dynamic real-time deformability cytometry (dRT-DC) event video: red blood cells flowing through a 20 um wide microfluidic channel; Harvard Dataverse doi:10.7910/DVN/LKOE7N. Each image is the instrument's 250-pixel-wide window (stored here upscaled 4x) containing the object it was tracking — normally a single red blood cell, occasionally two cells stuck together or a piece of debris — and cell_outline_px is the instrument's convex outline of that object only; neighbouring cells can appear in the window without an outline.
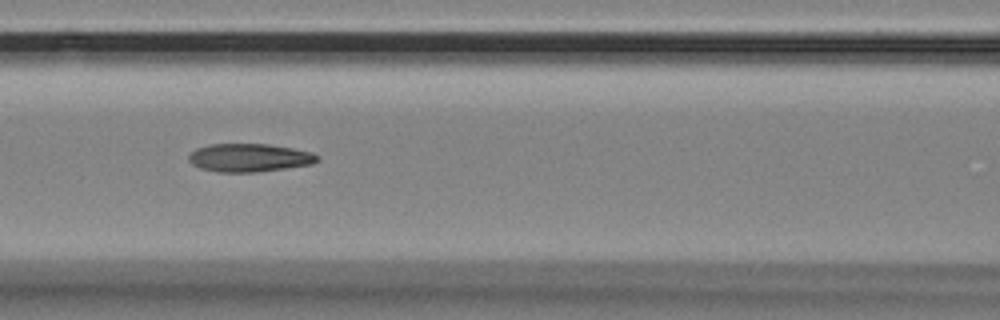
{"species": "Egyptian fruit bat (a non-hibernating species)", "species_latin": "Rousettus aegyptiacus", "temperature_condition": "room temperature", "stored_images_in_passage": 11, "camera_frame_rate_fps": 3000, "um_per_image_px": 0.085, "animal": {"sex": "female"}, "frame": {"image": 1, "passage_image": 7, "time_ms": 2.0, "image_size_px": [1000, 320], "cell_outline_px": [[320, 160], [312, 164], [256, 172], [216, 172], [200, 168], [192, 164], [188, 160], [188, 156], [196, 148], [208, 144], [268, 144], [292, 148], [312, 152], [320, 156]], "centroid_in_image_um": [21.19, 13.4], "position_along_channel_um": 145.4, "area_um2": 21.21}}
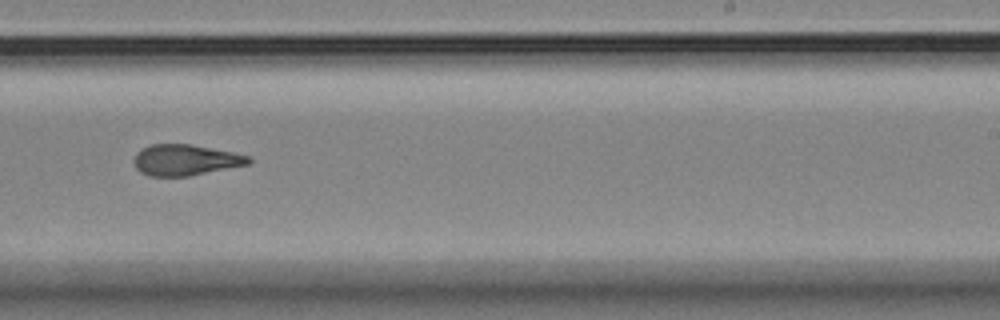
{"frame": {"image": 2, "passage_image": 10, "time_ms": 3.0, "image_size_px": [1000, 320], "cell_outline_px": [[252, 164], [188, 176], [148, 176], [140, 172], [136, 168], [132, 160], [136, 152], [140, 148], [152, 144], [192, 144], [232, 152], [248, 156], [252, 160]], "centroid_in_image_um": [15.73, 13.6], "position_along_channel_um": 273.3, "area_um2": 20.92}}
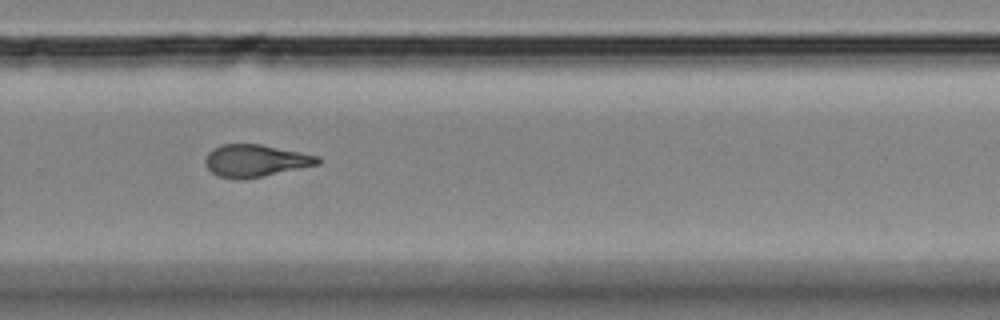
{"frame": {"image": 3, "passage_image": 11, "time_ms": 3.333, "image_size_px": [1000, 320], "cell_outline_px": [[320, 164], [260, 176], [220, 176], [212, 172], [208, 168], [204, 160], [208, 152], [212, 148], [220, 144], [260, 144], [320, 156]], "centroid_in_image_um": [21.73, 13.6], "position_along_channel_um": 308.1, "area_um2": 20.35}}